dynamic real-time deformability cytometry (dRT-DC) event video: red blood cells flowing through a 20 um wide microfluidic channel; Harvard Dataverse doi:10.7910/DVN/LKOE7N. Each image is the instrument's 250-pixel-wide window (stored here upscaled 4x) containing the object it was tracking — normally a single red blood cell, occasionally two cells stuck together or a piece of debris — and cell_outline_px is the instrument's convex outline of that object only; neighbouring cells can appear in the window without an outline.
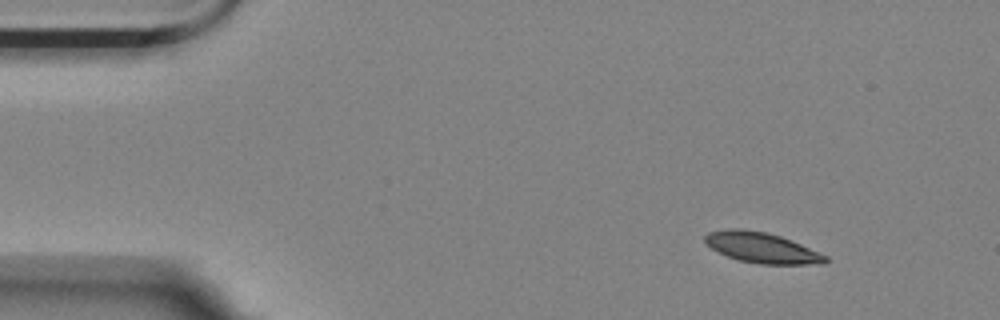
{"species": "Egyptian fruit bat (a non-hibernating species)", "species_latin": "Rousettus aegyptiacus", "temperature_condition": "room temperature", "stored_images_in_passage": 3, "camera_frame_rate_fps": 3000, "um_per_image_px": 0.085, "animal": {"sex": "female"}, "frame": {"image": 1, "passage_image": 1, "time_ms": 0.0, "image_size_px": [1000, 320], "cell_outline_px": [[828, 260], [824, 264], [760, 264], [740, 260], [728, 256], [712, 248], [704, 240], [704, 236], [708, 232], [728, 228], [740, 228], [764, 232], [780, 236], [800, 244], [828, 256]], "centroid_in_image_um": [64.76, 21.05], "position_along_channel_um": 20.2, "area_um2": 21.15}}